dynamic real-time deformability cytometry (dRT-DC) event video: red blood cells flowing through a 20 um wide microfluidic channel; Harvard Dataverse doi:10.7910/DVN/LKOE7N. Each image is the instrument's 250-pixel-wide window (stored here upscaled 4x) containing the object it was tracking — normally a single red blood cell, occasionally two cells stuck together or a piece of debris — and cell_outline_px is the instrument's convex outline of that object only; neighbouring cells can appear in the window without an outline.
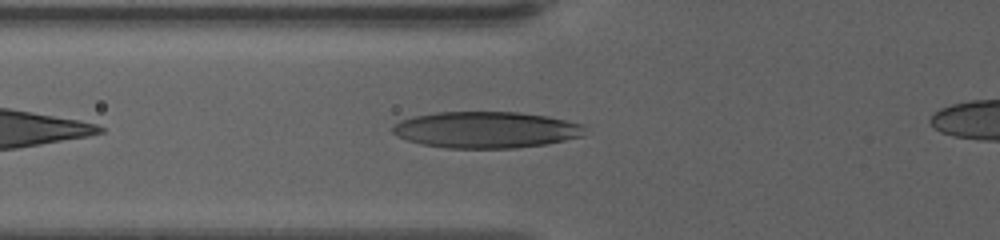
{"species": "human", "species_latin": "Homo sapiens", "temperature_condition": "warm", "stored_images_in_passage": 36, "camera_frame_rate_fps": 3000, "um_per_image_px": 0.085, "donor": {"sex": "female"}, "frame": {"image": 1, "passage_image": 5, "time_ms": 1.333, "image_size_px": [1000, 240], "cell_outline_px": [[584, 136], [548, 144], [516, 148], [448, 148], [420, 144], [396, 136], [392, 132], [392, 128], [400, 120], [416, 116], [436, 112], [520, 112], [548, 116], [580, 124], [584, 128]], "centroid_in_image_um": [41.31, 11.04], "position_along_channel_um": 84.5, "area_um2": 40.86}}
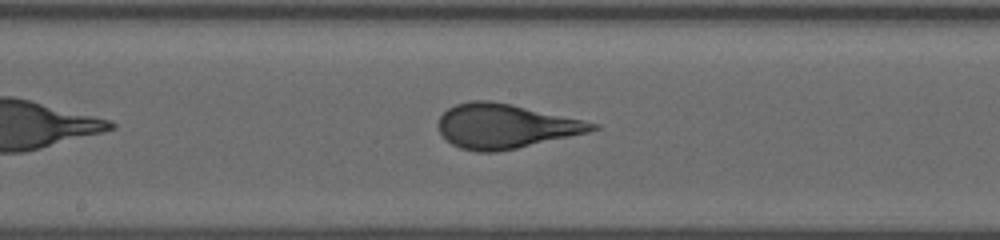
{"frame": {"image": 2, "passage_image": 15, "time_ms": 4.667, "image_size_px": [1000, 240], "cell_outline_px": [[600, 128], [588, 132], [516, 148], [496, 152], [476, 152], [460, 148], [452, 144], [440, 132], [440, 116], [448, 108], [456, 104], [468, 100], [488, 100], [508, 104], [584, 120], [600, 124]], "centroid_in_image_um": [42.94, 10.72], "position_along_channel_um": 205.3, "area_um2": 39.25}}
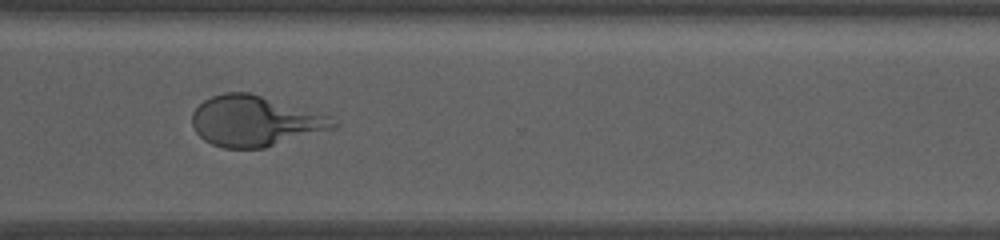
{"frame": {"image": 3, "passage_image": 27, "time_ms": 8.667, "image_size_px": [1000, 240], "cell_outline_px": [[340, 124], [336, 128], [264, 148], [224, 148], [212, 144], [204, 140], [196, 132], [192, 124], [192, 112], [204, 100], [212, 96], [224, 92], [248, 92], [332, 116]], "centroid_in_image_um": [21.7, 10.29], "position_along_channel_um": 348.9, "area_um2": 41.62}}